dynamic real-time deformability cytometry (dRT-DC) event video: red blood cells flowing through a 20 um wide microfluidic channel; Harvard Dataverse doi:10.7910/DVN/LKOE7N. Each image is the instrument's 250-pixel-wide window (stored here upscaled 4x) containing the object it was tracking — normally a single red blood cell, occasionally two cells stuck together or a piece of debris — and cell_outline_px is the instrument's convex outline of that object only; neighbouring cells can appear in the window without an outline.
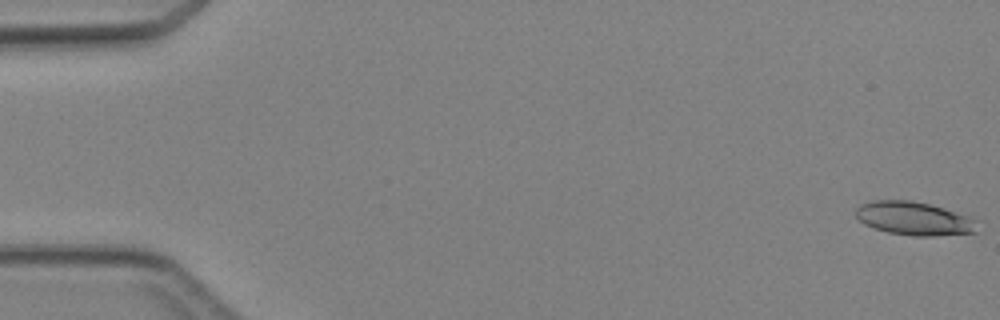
{"species": "Egyptian fruit bat (a non-hibernating species)", "species_latin": "Rousettus aegyptiacus", "temperature_condition": "cold", "stored_images_in_passage": 6, "camera_frame_rate_fps": 3000, "um_per_image_px": 0.085, "animal": {"sex": "female"}, "frame": {"image": 1, "passage_image": 1, "time_ms": 0.0, "image_size_px": [1000, 320], "cell_outline_px": [[984, 220], [976, 232], [936, 236], [912, 236], [888, 232], [864, 224], [856, 216], [856, 208], [860, 204], [872, 200], [912, 200], [944, 208], [972, 216]], "centroid_in_image_um": [77.81, 18.57], "position_along_channel_um": 7.2, "area_um2": 24.22}}
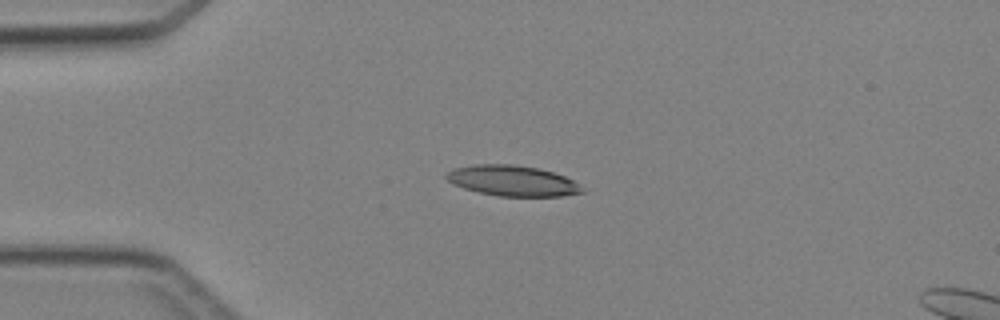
{"frame": {"image": 2, "passage_image": 4, "time_ms": 3.667, "image_size_px": [1000, 320], "cell_outline_px": [[584, 192], [560, 196], [496, 196], [464, 188], [448, 180], [444, 176], [452, 168], [476, 164], [512, 164], [536, 168], [552, 172], [564, 176], [572, 180]], "centroid_in_image_um": [43.51, 15.36], "position_along_channel_um": 41.5, "area_um2": 23.76}}
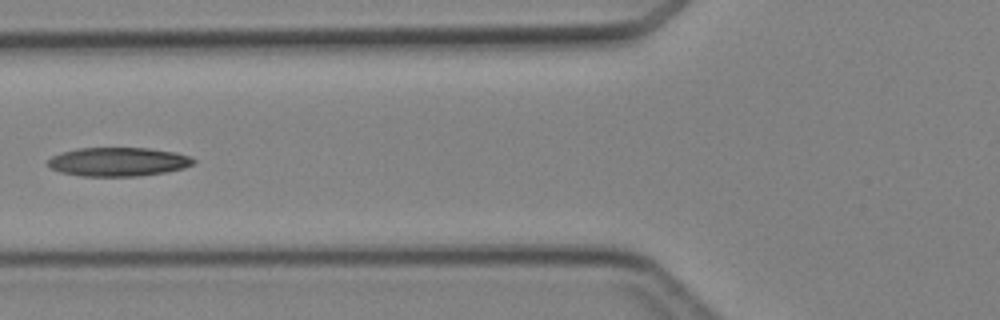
{"frame": {"image": 3, "passage_image": 6, "time_ms": 6.0, "image_size_px": [1000, 320], "cell_outline_px": [[196, 164], [184, 168], [164, 172], [140, 176], [84, 176], [60, 172], [52, 168], [48, 164], [48, 160], [52, 156], [76, 148], [148, 148], [176, 152], [188, 156], [196, 160]], "centroid_in_image_um": [10.09, 13.75], "position_along_channel_um": 115.7, "area_um2": 24.39}}